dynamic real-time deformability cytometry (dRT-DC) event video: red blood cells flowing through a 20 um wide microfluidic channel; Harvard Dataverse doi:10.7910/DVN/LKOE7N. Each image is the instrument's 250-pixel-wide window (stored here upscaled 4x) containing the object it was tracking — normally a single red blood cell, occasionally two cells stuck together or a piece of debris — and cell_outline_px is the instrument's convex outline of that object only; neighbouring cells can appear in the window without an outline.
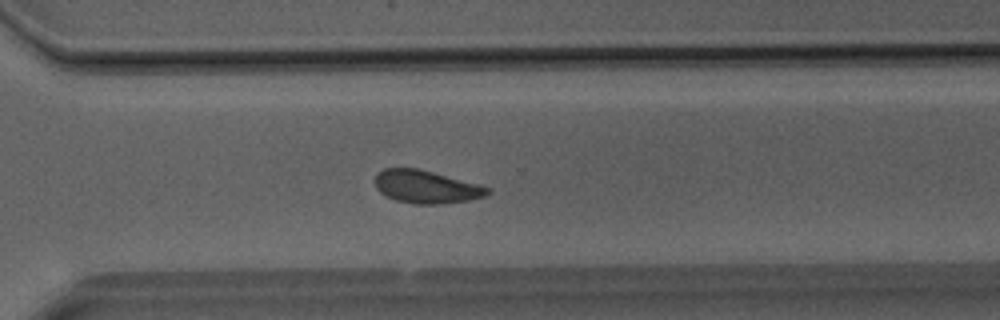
{"species": "Egyptian fruit bat (a non-hibernating species)", "species_latin": "Rousettus aegyptiacus", "temperature_condition": "room temperature", "stored_images_in_passage": 30, "camera_frame_rate_fps": 3000, "um_per_image_px": 0.085, "animal": {"sex": "male"}, "frame": {"image": 1, "passage_image": 19, "time_ms": 6.0, "image_size_px": [1000, 320], "cell_outline_px": [[492, 192], [488, 196], [468, 200], [440, 204], [416, 204], [396, 200], [380, 192], [376, 188], [376, 172], [384, 168], [416, 168], [480, 184], [492, 188]], "centroid_in_image_um": [36.28, 15.88], "position_along_channel_um": 334.3, "area_um2": 21.62}}
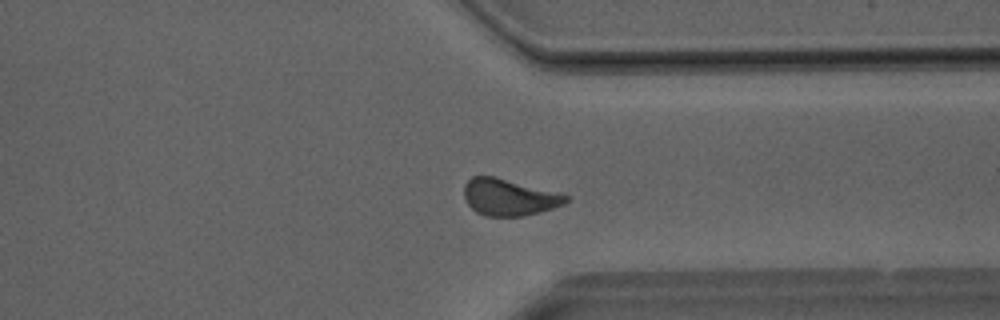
{"frame": {"image": 2, "passage_image": 21, "time_ms": 6.667, "image_size_px": [1000, 320], "cell_outline_px": [[568, 200], [564, 204], [540, 212], [524, 216], [484, 216], [476, 212], [468, 204], [464, 196], [464, 184], [472, 176], [496, 176], [568, 196]], "centroid_in_image_um": [43.22, 16.77], "position_along_channel_um": 368.2, "area_um2": 21.56}}
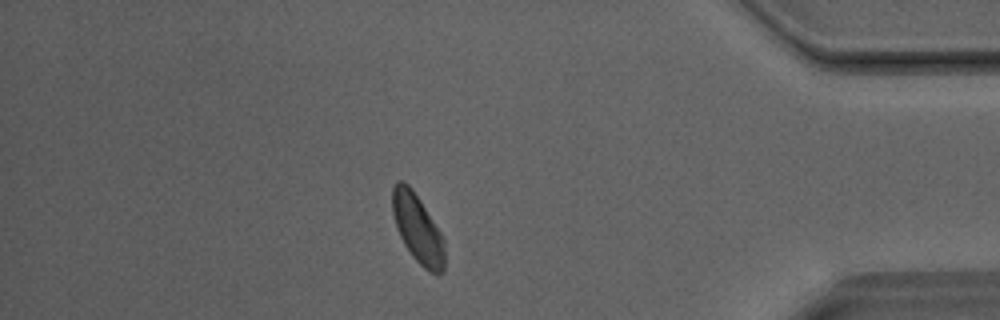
{"frame": {"image": 3, "passage_image": 25, "time_ms": 8.0, "image_size_px": [1000, 320], "cell_outline_px": [[444, 272], [436, 276], [428, 272], [412, 256], [404, 244], [396, 228], [392, 212], [392, 188], [396, 180], [404, 180], [412, 188], [440, 232], [444, 240]], "centroid_in_image_um": [35.48, 19.44], "position_along_channel_um": 399.7, "area_um2": 20.98}}